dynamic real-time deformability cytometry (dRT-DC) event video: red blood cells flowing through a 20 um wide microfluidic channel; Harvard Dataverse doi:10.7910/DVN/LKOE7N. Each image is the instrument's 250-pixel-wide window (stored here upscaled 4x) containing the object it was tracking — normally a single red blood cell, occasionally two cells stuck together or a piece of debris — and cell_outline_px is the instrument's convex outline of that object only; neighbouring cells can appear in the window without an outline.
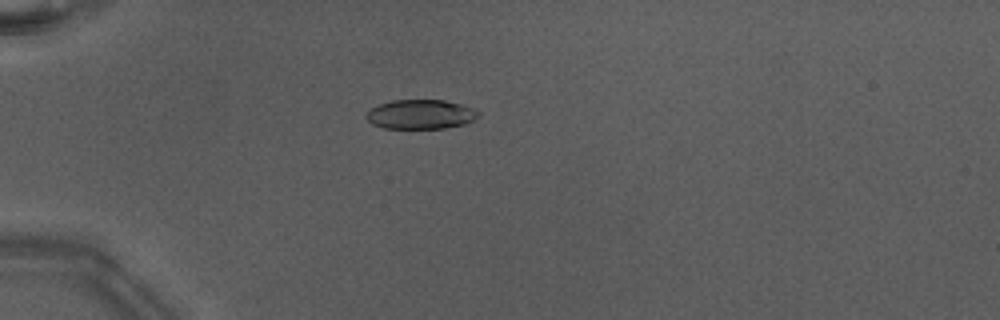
{"species": "Egyptian fruit bat (a non-hibernating species)", "species_latin": "Rousettus aegyptiacus", "temperature_condition": "warm", "stored_images_in_passage": 51, "camera_frame_rate_fps": 3000, "um_per_image_px": 0.085, "animal": {"sex": "male"}, "frame": {"image": 1, "passage_image": 16, "time_ms": 5.0, "image_size_px": [1000, 320], "cell_outline_px": [[480, 116], [464, 124], [444, 128], [384, 128], [372, 124], [364, 116], [372, 108], [380, 104], [392, 100], [444, 100], [460, 104], [472, 108], [480, 112]], "centroid_in_image_um": [35.75, 9.72], "position_along_channel_um": 49.2, "area_um2": 19.07}}
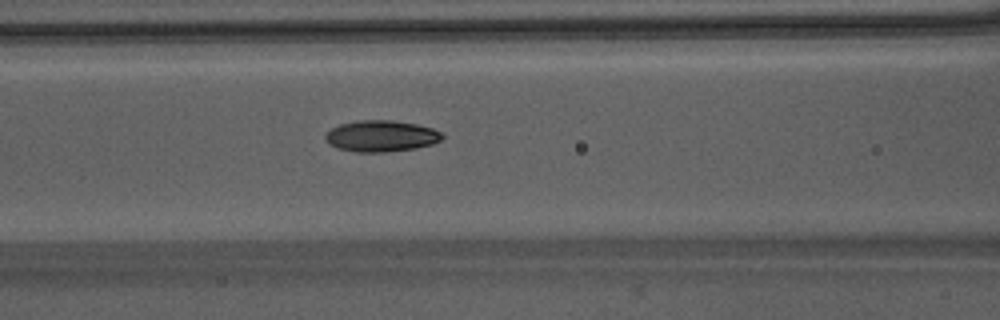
{"frame": {"image": 2, "passage_image": 24, "time_ms": 7.667, "image_size_px": [1000, 320], "cell_outline_px": [[444, 136], [440, 140], [432, 144], [416, 148], [384, 152], [356, 152], [340, 148], [328, 144], [324, 136], [332, 128], [340, 124], [356, 120], [392, 120], [416, 124], [432, 128], [440, 132]], "centroid_in_image_um": [32.39, 11.56], "position_along_channel_um": 134.2, "area_um2": 21.21}}
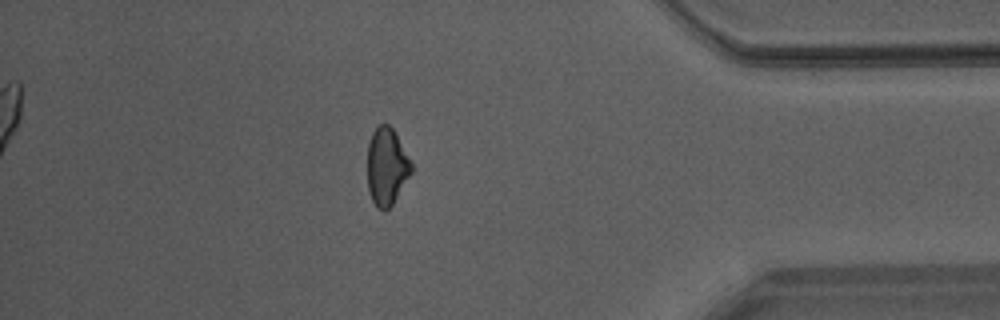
{"frame": {"image": 3, "passage_image": 45, "time_ms": 14.667, "image_size_px": [1000, 320], "cell_outline_px": [[412, 172], [392, 204], [384, 212], [376, 208], [368, 192], [368, 144], [372, 132], [380, 124], [388, 124], [392, 128], [412, 164]], "centroid_in_image_um": [32.85, 14.19], "position_along_channel_um": 402.4, "area_um2": 19.59}, "authors_computed_cell_mechanics": {"area_um2": 20.4612, "velocity_mm_per_s": 4.2371, "shape_relaxation_time_tau1_ms": 8.0719, "shape_relaxation_time_tau2_ms": 2.3358, "deformation_change_tau1": 0.1934, "deformation_change_tau2": 0.0716}}